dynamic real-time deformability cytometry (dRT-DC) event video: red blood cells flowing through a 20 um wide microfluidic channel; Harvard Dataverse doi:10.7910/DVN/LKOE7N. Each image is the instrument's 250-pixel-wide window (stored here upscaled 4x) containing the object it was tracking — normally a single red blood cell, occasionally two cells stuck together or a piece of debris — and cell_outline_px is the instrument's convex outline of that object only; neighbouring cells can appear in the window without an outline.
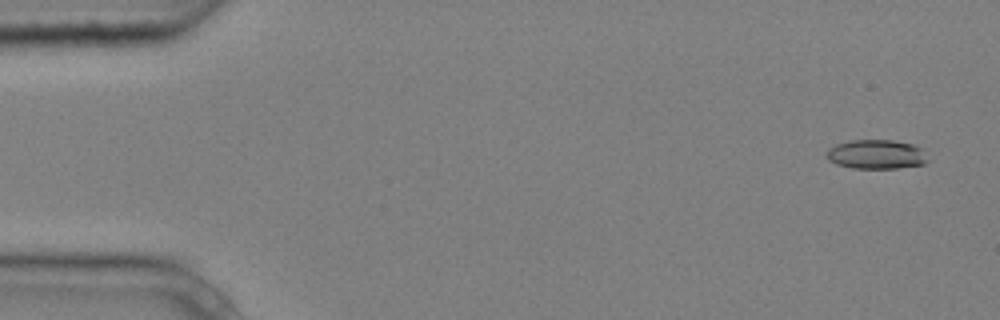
{"species": "common noctule bat (a hibernating species)", "species_latin": "Nyctalus noctula", "temperature_condition": "cold", "stored_images_in_passage": 4, "camera_frame_rate_fps": 3000, "um_per_image_px": 0.085, "animal": {"sex": "male", "body_mass_g": 20.4}, "frame": {"image": 1, "passage_image": 1, "time_ms": 0.0, "image_size_px": [1000, 320], "cell_outline_px": [[932, 160], [924, 164], [900, 168], [852, 168], [836, 164], [828, 160], [824, 156], [824, 152], [828, 148], [836, 144], [848, 140], [892, 140], [912, 144], [920, 148]], "centroid_in_image_um": [74.47, 13.12], "position_along_channel_um": 10.5, "area_um2": 17.63}}
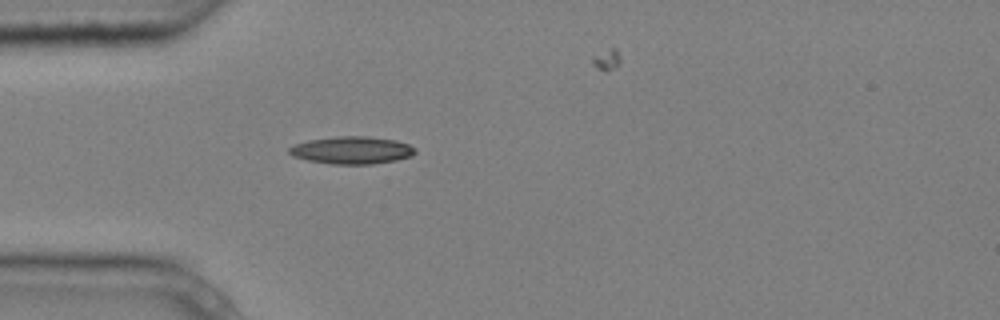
{"frame": {"image": 2, "passage_image": 4, "time_ms": 1.0, "image_size_px": [1000, 320], "cell_outline_px": [[416, 152], [412, 156], [396, 160], [372, 164], [328, 164], [308, 160], [292, 156], [288, 152], [288, 148], [296, 144], [308, 140], [340, 136], [368, 136], [396, 140], [408, 144], [416, 148]], "centroid_in_image_um": [29.92, 12.77], "position_along_channel_um": 55.1, "area_um2": 20.23}}